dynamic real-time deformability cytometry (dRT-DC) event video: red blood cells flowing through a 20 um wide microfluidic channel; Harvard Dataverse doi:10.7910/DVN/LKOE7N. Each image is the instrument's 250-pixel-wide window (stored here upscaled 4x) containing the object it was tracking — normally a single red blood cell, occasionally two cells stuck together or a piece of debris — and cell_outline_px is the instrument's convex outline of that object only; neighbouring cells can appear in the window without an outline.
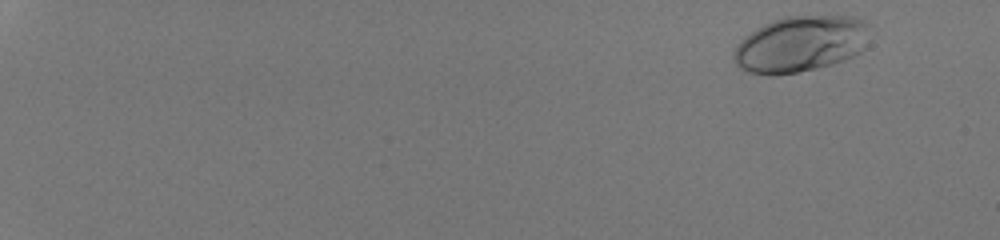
{"species": "human", "species_latin": "Homo sapiens", "temperature_condition": "room temperature", "stored_images_in_passage": 22, "camera_frame_rate_fps": 3000, "um_per_image_px": 0.085, "donor": {"sex": "male"}, "frame": {"image": 1, "passage_image": 2, "time_ms": 0.333, "image_size_px": [1000, 240], "cell_outline_px": [[868, 24], [864, 48], [860, 52], [844, 60], [832, 64], [816, 68], [796, 72], [772, 76], [768, 76], [748, 72], [740, 68], [736, 64], [732, 56], [736, 44], [744, 36], [756, 28], [772, 20], [784, 16], [852, 16], [864, 20]], "centroid_in_image_um": [67.99, 3.74], "position_along_channel_um": 17.0, "area_um2": 44.56}}
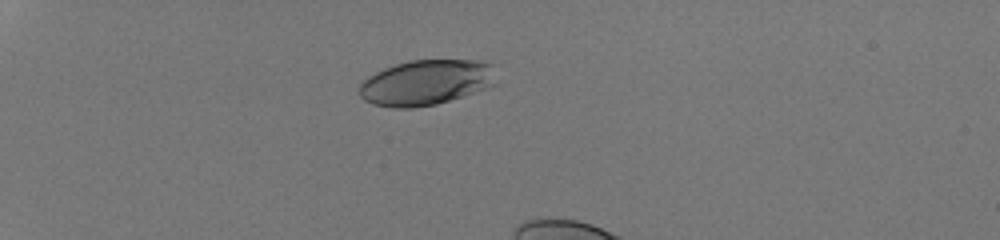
{"frame": {"image": 2, "passage_image": 15, "time_ms": 4.667, "image_size_px": [1000, 240], "cell_outline_px": [[496, 84], [436, 104], [416, 108], [392, 108], [372, 104], [364, 100], [360, 96], [360, 84], [368, 76], [384, 68], [408, 60], [480, 60], [492, 64]], "centroid_in_image_um": [36.18, 7.01], "position_along_channel_um": 48.8, "area_um2": 36.07}}